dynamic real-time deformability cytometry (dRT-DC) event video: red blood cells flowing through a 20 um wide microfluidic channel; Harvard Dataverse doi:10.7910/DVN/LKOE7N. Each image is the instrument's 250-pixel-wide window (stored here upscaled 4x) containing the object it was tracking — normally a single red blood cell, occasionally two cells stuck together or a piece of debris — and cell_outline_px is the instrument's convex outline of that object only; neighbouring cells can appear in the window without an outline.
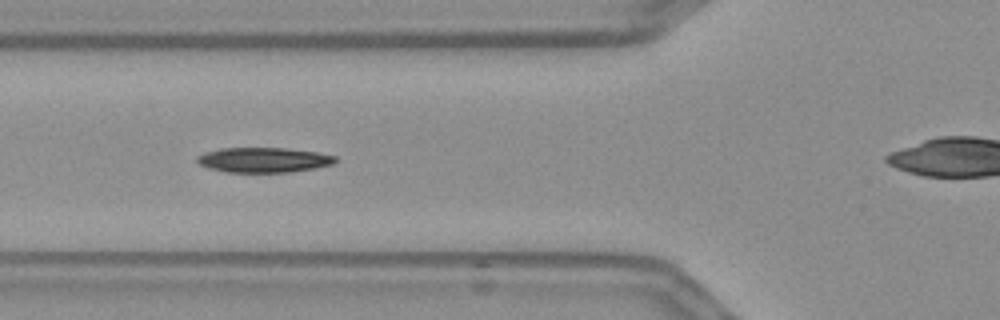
{"species": "Egyptian fruit bat (a non-hibernating species)", "species_latin": "Rousettus aegyptiacus", "temperature_condition": "warm", "stored_images_in_passage": 43, "camera_frame_rate_fps": 3000, "um_per_image_px": 0.085, "frame": {"image": 1, "passage_image": 7, "time_ms": 2.0, "image_size_px": [1000, 320], "cell_outline_px": [[336, 160], [332, 164], [312, 168], [288, 172], [224, 172], [208, 168], [200, 164], [196, 160], [196, 156], [204, 152], [220, 148], [284, 148], [316, 152], [336, 156]], "centroid_in_image_um": [22.34, 13.59], "position_along_channel_um": 103.5, "area_um2": 20.0}}
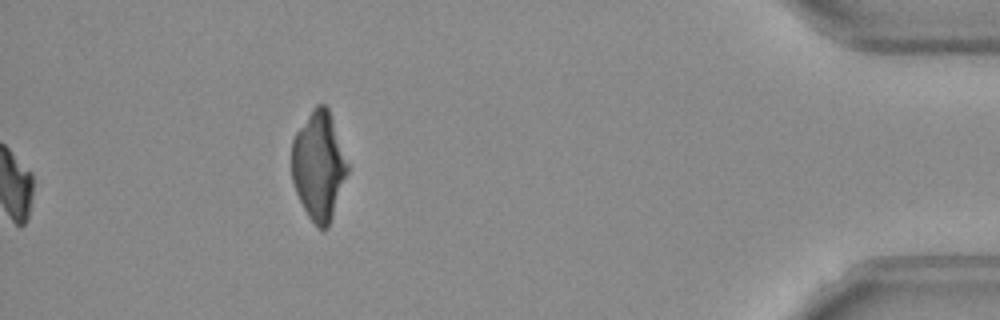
{"frame": {"image": 2, "passage_image": 43, "time_ms": 14.0, "image_size_px": [1000, 320], "cell_outline_px": [[348, 172], [328, 228], [324, 232], [316, 228], [308, 216], [296, 192], [292, 180], [292, 140], [296, 132], [312, 108], [316, 104], [324, 104], [328, 108], [348, 164]], "centroid_in_image_um": [27.08, 14.12], "position_along_channel_um": 408.1, "area_um2": 35.14}, "authors_computed_cell_mechanics": {"area_um2": 20.4034, "velocity_mm_per_s": 3.6516, "shape_relaxation_time_tau1_ms": 6.7234, "shape_relaxation_time_tau2_ms": 6.8914, "deformation_change_tau1": 0.1973, "deformation_change_tau2": 0.1346}}